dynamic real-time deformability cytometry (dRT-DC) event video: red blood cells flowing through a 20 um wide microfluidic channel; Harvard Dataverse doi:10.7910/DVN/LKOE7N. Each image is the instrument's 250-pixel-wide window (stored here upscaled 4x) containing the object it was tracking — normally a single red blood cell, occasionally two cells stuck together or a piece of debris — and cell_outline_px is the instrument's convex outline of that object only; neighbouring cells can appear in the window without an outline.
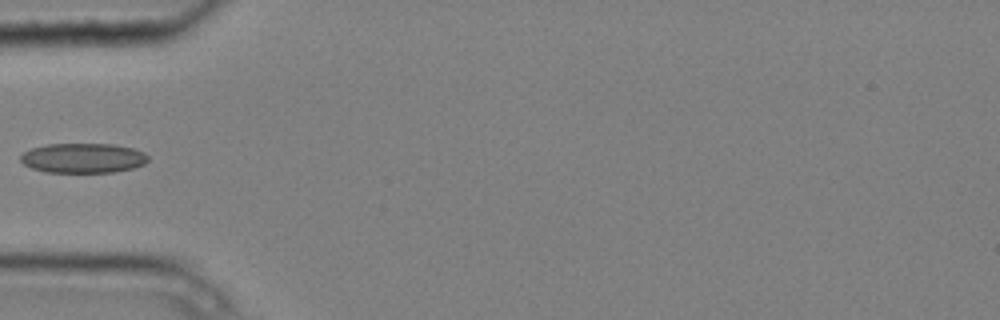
{"species": "common noctule bat (a hibernating species)", "species_latin": "Nyctalus noctula", "temperature_condition": "cold", "stored_images_in_passage": 6, "camera_frame_rate_fps": 3000, "um_per_image_px": 0.085, "animal": {"sex": "male", "body_mass_g": 20.4}, "frame": {"image": 1, "passage_image": 4, "time_ms": 1.0, "image_size_px": [1000, 320], "cell_outline_px": [[148, 160], [144, 164], [132, 168], [112, 172], [44, 172], [32, 168], [24, 164], [20, 160], [20, 156], [24, 152], [32, 148], [48, 144], [112, 144], [132, 148], [144, 152], [148, 156]], "centroid_in_image_um": [7.05, 13.43], "position_along_channel_um": 77.9, "area_um2": 22.02}}
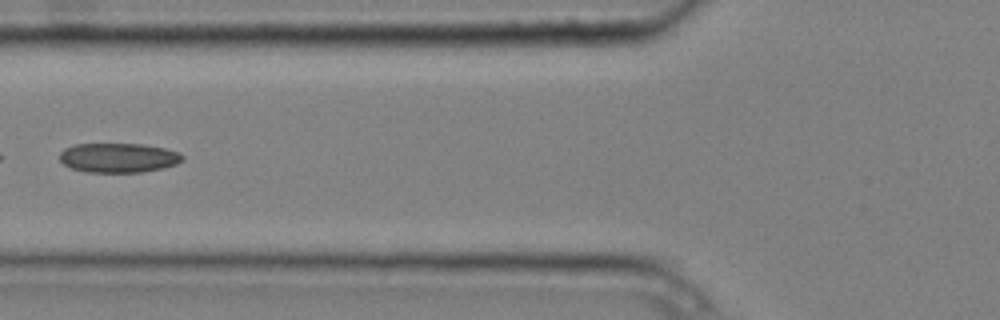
{"frame": {"image": 2, "passage_image": 5, "time_ms": 1.333, "image_size_px": [1000, 320], "cell_outline_px": [[184, 160], [176, 164], [164, 168], [140, 172], [84, 172], [72, 168], [64, 164], [60, 160], [60, 152], [64, 148], [76, 144], [140, 144], [164, 148], [180, 152], [184, 156]], "centroid_in_image_um": [10.08, 13.41], "position_along_channel_um": 115.7, "area_um2": 21.15}}
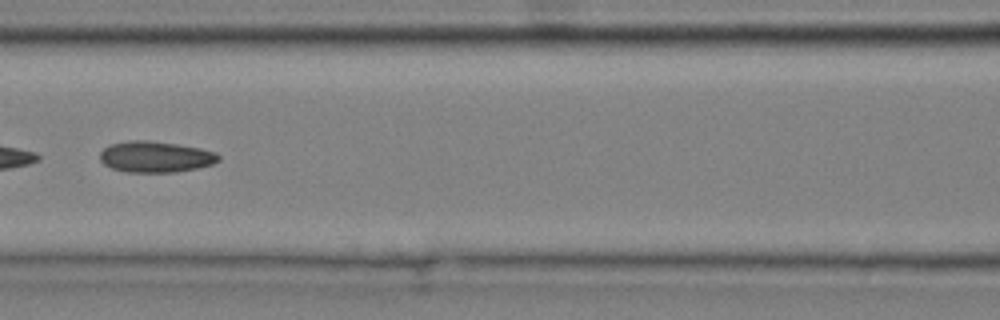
{"frame": {"image": 3, "passage_image": 6, "time_ms": 1.667, "image_size_px": [1000, 320], "cell_outline_px": [[220, 160], [212, 164], [196, 168], [176, 172], [128, 172], [112, 168], [104, 164], [100, 160], [100, 152], [104, 148], [112, 144], [128, 140], [148, 140], [176, 144], [200, 148], [216, 152], [220, 156]], "centroid_in_image_um": [13.22, 13.32], "position_along_channel_um": 153.4, "area_um2": 21.44}}